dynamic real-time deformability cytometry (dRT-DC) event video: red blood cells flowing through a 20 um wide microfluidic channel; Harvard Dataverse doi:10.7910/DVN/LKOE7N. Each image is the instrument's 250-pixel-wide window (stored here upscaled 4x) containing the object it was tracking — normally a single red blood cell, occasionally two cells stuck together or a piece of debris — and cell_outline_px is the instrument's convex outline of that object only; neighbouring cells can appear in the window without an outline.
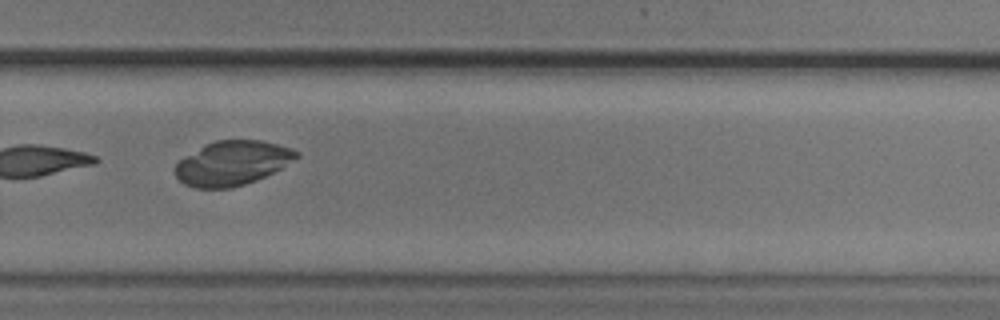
{"species": "common noctule bat (a hibernating species)", "species_latin": "Nyctalus noctula", "temperature_condition": "cold", "stored_images_in_passage": 8, "camera_frame_rate_fps": 3000, "um_per_image_px": 0.085, "animal": {"sex": "male", "body_mass_g": 20.5, "forearm_length_mm": 52.5}, "frame": {"image": 1, "passage_image": 8, "time_ms": 2.333, "image_size_px": [1000, 320], "cell_outline_px": [[300, 156], [280, 168], [256, 180], [232, 188], [196, 188], [184, 184], [176, 176], [176, 164], [180, 160], [200, 148], [216, 140], [260, 140], [292, 148], [300, 152]], "centroid_in_image_um": [19.77, 13.87], "position_along_channel_um": 310.0, "area_um2": 30.87}}